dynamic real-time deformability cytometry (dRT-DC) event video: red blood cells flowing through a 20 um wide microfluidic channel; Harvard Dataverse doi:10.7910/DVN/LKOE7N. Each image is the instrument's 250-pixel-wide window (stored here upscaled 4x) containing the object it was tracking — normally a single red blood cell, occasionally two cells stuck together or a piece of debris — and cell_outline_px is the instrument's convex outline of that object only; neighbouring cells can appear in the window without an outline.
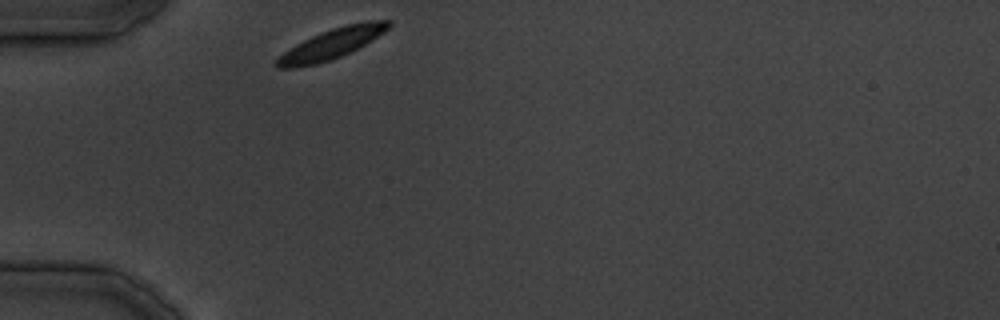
{"species": "common noctule bat (a hibernating species)", "species_latin": "Nyctalus noctula", "temperature_condition": "cold", "stored_images_in_passage": 22, "camera_frame_rate_fps": 3000, "um_per_image_px": 0.085, "animal": {"sex": "male", "body_mass_g": 19.5, "forearm_length_mm": 54.6}, "frame": {"image": 1, "passage_image": 1, "time_ms": 0.0, "image_size_px": [1000, 320], "cell_outline_px": [[392, 24], [384, 32], [364, 44], [340, 56], [316, 64], [292, 68], [280, 68], [276, 64], [276, 60], [284, 52], [296, 44], [312, 36], [332, 28], [344, 24], [368, 20], [392, 20]], "centroid_in_image_um": [28.22, 3.69], "position_along_channel_um": 56.8, "area_um2": 19.25}}
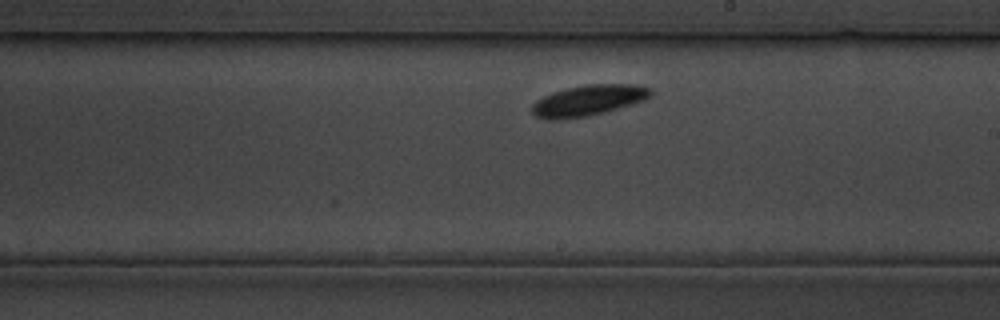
{"frame": {"image": 2, "passage_image": 13, "time_ms": 14.333, "image_size_px": [1000, 320], "cell_outline_px": [[652, 96], [644, 100], [632, 104], [604, 112], [588, 116], [556, 120], [536, 116], [532, 112], [532, 104], [536, 100], [552, 92], [568, 88], [588, 84], [640, 84], [652, 88]], "centroid_in_image_um": [50.05, 8.52], "position_along_channel_um": 238.9, "area_um2": 21.27}}